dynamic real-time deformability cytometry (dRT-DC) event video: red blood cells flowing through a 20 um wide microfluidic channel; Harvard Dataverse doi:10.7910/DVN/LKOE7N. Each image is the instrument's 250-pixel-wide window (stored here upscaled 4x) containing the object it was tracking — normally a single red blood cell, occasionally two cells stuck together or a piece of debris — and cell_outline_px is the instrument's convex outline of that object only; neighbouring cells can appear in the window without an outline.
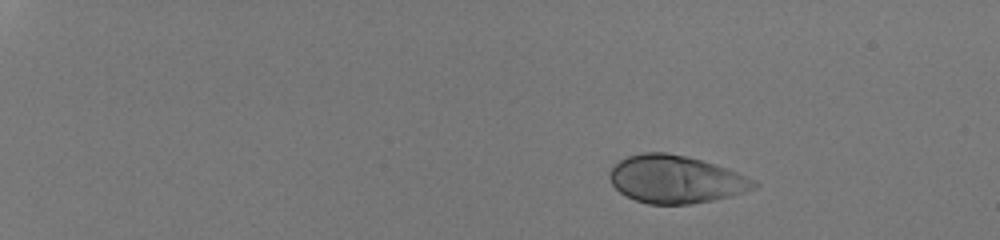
{"species": "human", "species_latin": "Homo sapiens", "temperature_condition": "room temperature", "stored_images_in_passage": 40, "camera_frame_rate_fps": 3000, "um_per_image_px": 0.085, "donor": {"sex": "male"}, "frame": {"image": 1, "passage_image": 1, "time_ms": 0.0, "image_size_px": [1000, 240], "cell_outline_px": [[760, 184], [756, 188], [728, 196], [712, 200], [692, 204], [648, 204], [636, 200], [620, 192], [612, 184], [608, 176], [612, 168], [620, 160], [628, 156], [644, 152], [664, 152], [684, 156], [700, 160], [736, 172], [756, 180]], "centroid_in_image_um": [57.42, 15.25], "position_along_channel_um": 27.6, "area_um2": 39.65}}
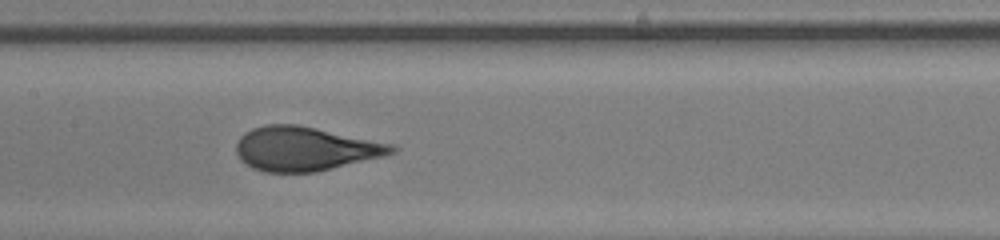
{"frame": {"image": 2, "passage_image": 23, "time_ms": 7.333, "image_size_px": [1000, 240], "cell_outline_px": [[400, 148], [396, 152], [384, 156], [316, 172], [264, 172], [252, 168], [240, 160], [236, 152], [236, 144], [240, 136], [244, 132], [252, 128], [264, 124], [300, 124], [396, 144]], "centroid_in_image_um": [25.96, 12.63], "position_along_channel_um": 181.4, "area_um2": 40.58}}
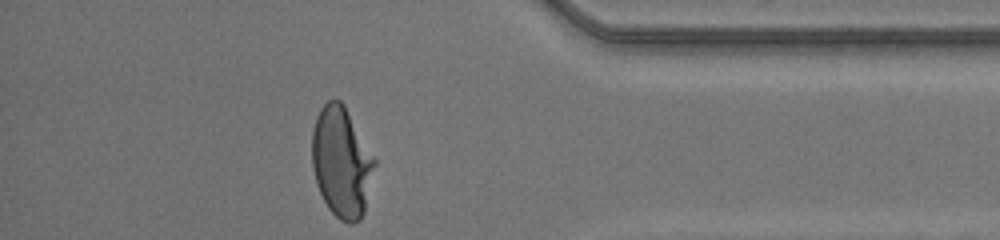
{"frame": {"image": 3, "passage_image": 40, "time_ms": 13.0, "image_size_px": [1000, 240], "cell_outline_px": [[376, 164], [364, 212], [360, 220], [352, 224], [348, 224], [340, 220], [328, 208], [316, 184], [312, 168], [312, 128], [316, 116], [320, 108], [328, 100], [340, 100], [344, 104], [376, 160]], "centroid_in_image_um": [29.02, 13.78], "position_along_channel_um": 406.2, "area_um2": 40.4}, "authors_computed_cell_mechanics": {"area_um2": 39.5352, "velocity_mm_per_s": 4.2238, "shape_relaxation_time_tau1_ms": 4.8462, "shape_relaxation_time_tau2_ms": null, "deformation_change_tau1": 0.2471, "deformation_change_tau2": null}}